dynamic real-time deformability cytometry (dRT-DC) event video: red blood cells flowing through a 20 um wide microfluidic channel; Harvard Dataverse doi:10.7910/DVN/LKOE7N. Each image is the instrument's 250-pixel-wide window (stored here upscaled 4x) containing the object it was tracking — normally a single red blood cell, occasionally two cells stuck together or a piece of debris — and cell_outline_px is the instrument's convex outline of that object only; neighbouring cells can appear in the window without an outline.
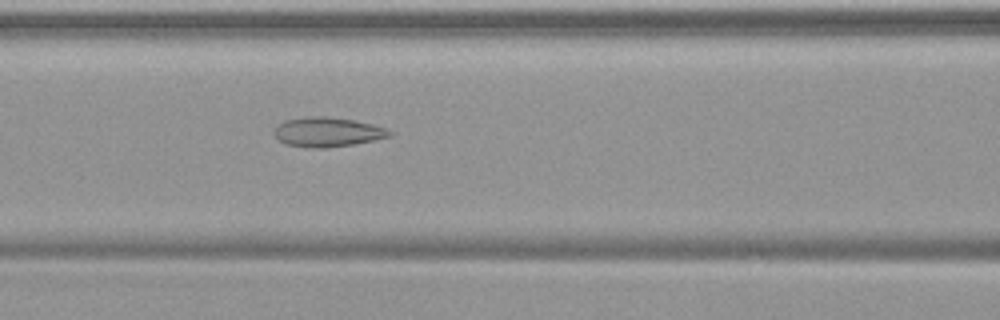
{"species": "common noctule bat (a hibernating species)", "species_latin": "Nyctalus noctula", "temperature_condition": "warm", "stored_images_in_passage": 47, "camera_frame_rate_fps": 3000, "um_per_image_px": 0.085, "animal": {"sex": "female", "body_mass_g": 19.9}, "frame": {"image": 1, "passage_image": 23, "time_ms": 7.333, "image_size_px": [1000, 320], "cell_outline_px": [[392, 136], [376, 140], [352, 144], [324, 148], [308, 148], [284, 144], [276, 136], [276, 124], [284, 120], [304, 116], [324, 116], [352, 120], [372, 124], [388, 128], [392, 132]], "centroid_in_image_um": [27.84, 11.22], "position_along_channel_um": 138.8, "area_um2": 19.94}}
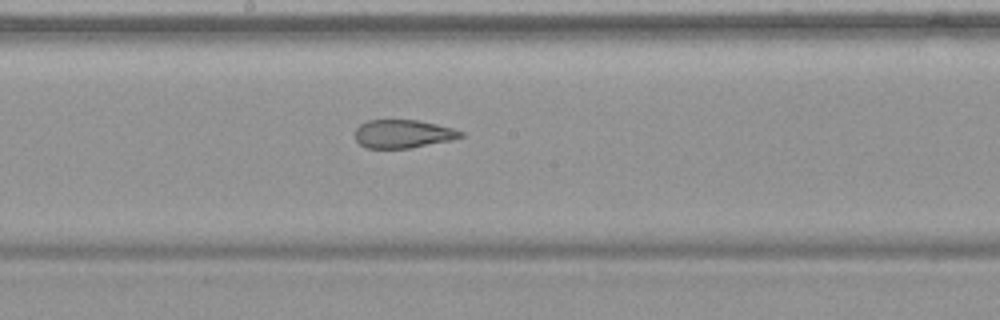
{"frame": {"image": 2, "passage_image": 29, "time_ms": 9.333, "image_size_px": [1000, 320], "cell_outline_px": [[464, 136], [452, 140], [412, 148], [364, 148], [356, 140], [356, 128], [360, 124], [368, 120], [420, 120], [452, 128], [464, 132]], "centroid_in_image_um": [34.27, 11.38], "position_along_channel_um": 213.9, "area_um2": 17.51}}
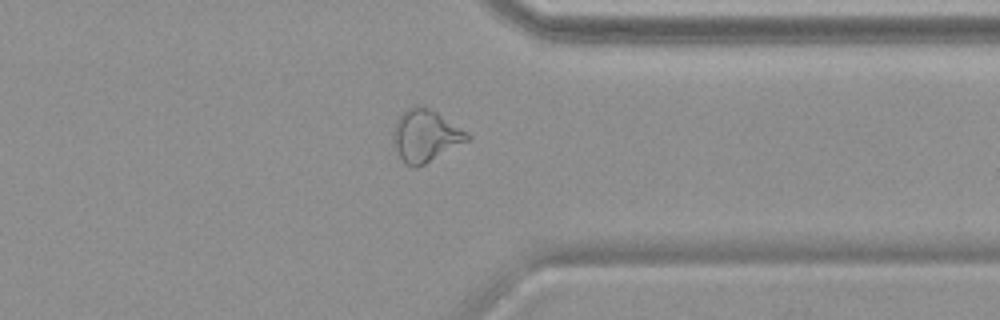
{"frame": {"image": 3, "passage_image": 42, "time_ms": 13.667, "image_size_px": [1000, 320], "cell_outline_px": [[472, 136], [468, 140], [424, 164], [416, 168], [412, 168], [404, 164], [400, 160], [392, 140], [392, 132], [396, 120], [400, 112], [416, 104], [428, 108], [436, 112], [468, 132]], "centroid_in_image_um": [36.11, 11.54], "position_along_channel_um": 375.3, "area_um2": 22.6}, "authors_computed_cell_mechanics": {"area_um2": 22.5998, "velocity_mm_per_s": 3.7795, "shape_relaxation_time_tau1_ms": null, "shape_relaxation_time_tau2_ms": 2.1726, "deformation_change_tau1": null, "deformation_change_tau2": 0.1068}}